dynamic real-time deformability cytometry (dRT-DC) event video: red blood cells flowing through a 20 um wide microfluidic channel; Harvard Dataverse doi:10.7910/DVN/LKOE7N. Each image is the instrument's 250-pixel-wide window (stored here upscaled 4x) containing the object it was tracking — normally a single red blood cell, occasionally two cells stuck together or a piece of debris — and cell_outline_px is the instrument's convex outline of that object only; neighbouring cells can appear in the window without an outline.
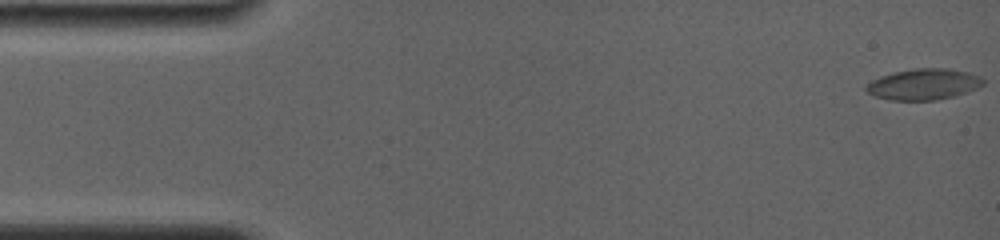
{"species": "common noctule bat (a hibernating species)", "species_latin": "Nyctalus noctula", "temperature_condition": "room temperature", "stored_images_in_passage": 57, "camera_frame_rate_fps": 4000, "um_per_image_px": 0.085, "animal": {"sex": "female", "body_mass_g": 19.0, "forearm_length_mm": 56.7}, "frame": {"image": 1, "passage_image": 1, "time_ms": 0.0, "image_size_px": [1000, 240], "cell_outline_px": [[984, 84], [976, 88], [952, 96], [936, 100], [888, 100], [876, 96], [868, 92], [864, 88], [872, 80], [880, 76], [896, 72], [916, 68], [948, 68], [968, 72], [980, 76], [984, 80]], "centroid_in_image_um": [78.51, 7.16], "position_along_channel_um": 6.5, "area_um2": 20.92}}
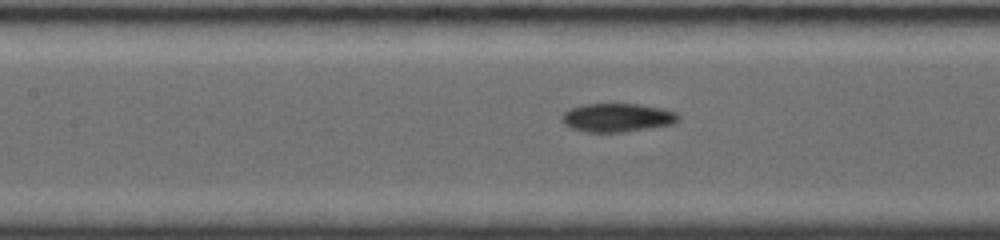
{"frame": {"image": 2, "passage_image": 24, "time_ms": 7.25, "image_size_px": [1000, 240], "cell_outline_px": [[680, 120], [672, 124], [624, 132], [588, 132], [572, 128], [564, 124], [560, 120], [560, 116], [568, 108], [584, 104], [640, 104], [664, 108], [676, 112], [680, 116]], "centroid_in_image_um": [52.46, 9.99], "position_along_channel_um": 154.9, "area_um2": 19.59}}
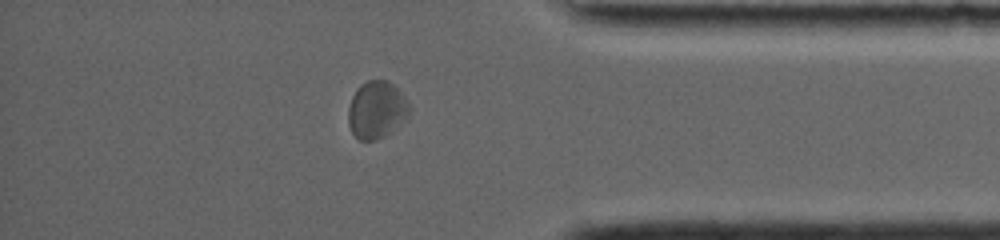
{"frame": {"image": 3, "passage_image": 49, "time_ms": 14.0, "image_size_px": [1000, 240], "cell_outline_px": [[412, 112], [408, 120], [392, 132], [376, 140], [360, 140], [352, 132], [348, 124], [348, 108], [352, 96], [356, 88], [360, 84], [368, 80], [388, 80], [404, 96], [412, 108]], "centroid_in_image_um": [32.05, 9.34], "position_along_channel_um": 403.1, "area_um2": 20.92}, "authors_computed_cell_mechanics": {"area_um2": 19.5942, "velocity_mm_per_s": 3.8, "shape_relaxation_time_tau1_ms": 7.7865, "shape_relaxation_time_tau2_ms": 2.1425, "deformation_change_tau1": 0.1523, "deformation_change_tau2": 0.0629}}